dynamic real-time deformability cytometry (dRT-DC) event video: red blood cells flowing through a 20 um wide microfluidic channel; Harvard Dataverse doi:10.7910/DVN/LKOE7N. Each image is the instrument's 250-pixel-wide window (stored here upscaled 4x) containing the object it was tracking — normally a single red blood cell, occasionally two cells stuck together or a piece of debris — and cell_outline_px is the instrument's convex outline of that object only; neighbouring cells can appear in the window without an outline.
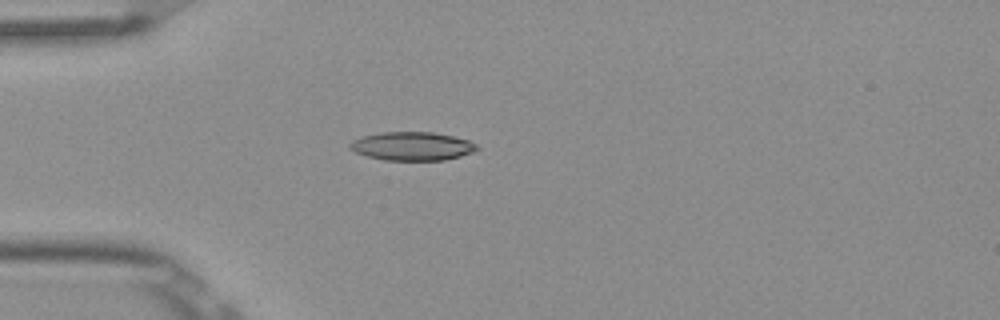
{"species": "Egyptian fruit bat (a non-hibernating species)", "species_latin": "Rousettus aegyptiacus", "temperature_condition": "room temperature", "stored_images_in_passage": 5, "camera_frame_rate_fps": 3000, "um_per_image_px": 0.085, "frame": {"image": 1, "passage_image": 5, "time_ms": 1.333, "image_size_px": [1000, 320], "cell_outline_px": [[480, 148], [472, 152], [460, 156], [444, 160], [384, 160], [368, 156], [356, 152], [348, 148], [348, 144], [352, 140], [360, 136], [380, 132], [432, 132], [452, 136], [468, 140], [476, 144]], "centroid_in_image_um": [34.99, 12.42], "position_along_channel_um": 50.0, "area_um2": 21.15}}